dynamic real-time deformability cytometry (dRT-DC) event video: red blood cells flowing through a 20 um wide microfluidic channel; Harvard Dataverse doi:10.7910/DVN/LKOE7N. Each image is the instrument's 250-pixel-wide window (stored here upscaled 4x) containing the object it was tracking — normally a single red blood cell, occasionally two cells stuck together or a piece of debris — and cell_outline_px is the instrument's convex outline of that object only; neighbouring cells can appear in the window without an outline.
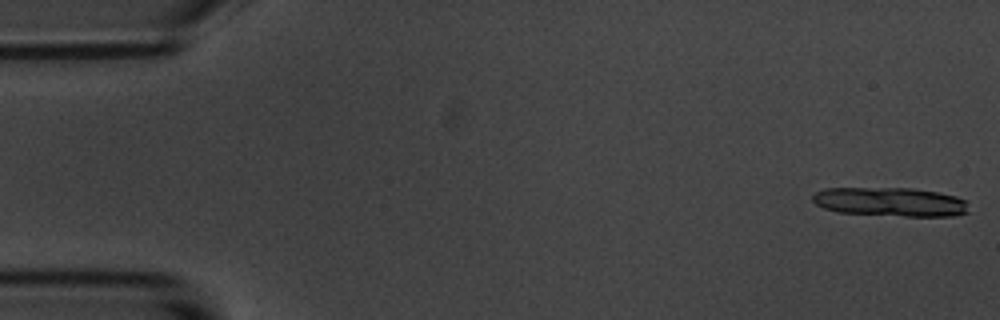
{"species": "common noctule bat (a hibernating species)", "species_latin": "Nyctalus noctula", "temperature_condition": "room temperature", "stored_images_in_passage": 12, "camera_frame_rate_fps": 3000, "um_per_image_px": 0.085, "animal": {"sex": "male", "body_mass_g": 20.1, "forearm_length_mm": 53.5}, "frame": {"image": 1, "passage_image": 1, "time_ms": 0.0, "image_size_px": [1000, 320], "cell_outline_px": [[968, 212], [956, 216], [904, 216], [836, 212], [824, 208], [816, 204], [812, 200], [812, 196], [816, 192], [824, 188], [912, 188], [936, 192], [956, 196], [968, 200]], "centroid_in_image_um": [75.7, 17.16], "position_along_channel_um": 9.3, "area_um2": 26.53}}